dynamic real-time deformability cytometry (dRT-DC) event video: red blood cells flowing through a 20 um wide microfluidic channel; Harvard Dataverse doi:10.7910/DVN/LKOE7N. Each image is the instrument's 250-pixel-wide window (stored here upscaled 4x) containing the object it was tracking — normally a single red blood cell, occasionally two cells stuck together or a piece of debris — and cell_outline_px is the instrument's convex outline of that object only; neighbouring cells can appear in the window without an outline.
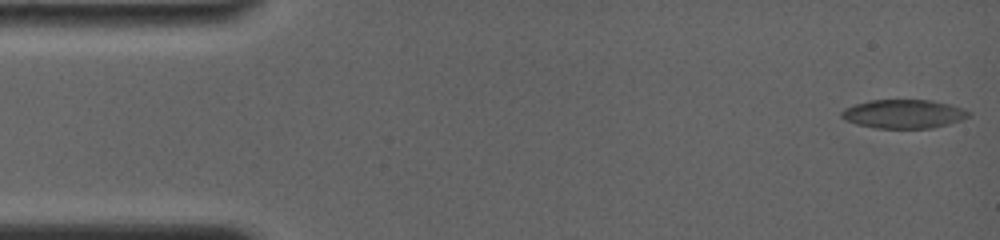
{"species": "common noctule bat (a hibernating species)", "species_latin": "Nyctalus noctula", "temperature_condition": "room temperature", "stored_images_in_passage": 5, "camera_frame_rate_fps": 4000, "um_per_image_px": 0.085, "animal": {"sex": "female", "body_mass_g": 19.0, "forearm_length_mm": 56.7}, "frame": {"image": 1, "passage_image": 1, "time_ms": 0.0, "image_size_px": [1000, 240], "cell_outline_px": [[972, 112], [968, 116], [960, 120], [948, 124], [932, 128], [876, 128], [856, 124], [844, 120], [840, 116], [840, 112], [844, 108], [868, 100], [932, 100], [948, 104]], "centroid_in_image_um": [76.76, 9.68], "position_along_channel_um": 8.2, "area_um2": 21.27}}